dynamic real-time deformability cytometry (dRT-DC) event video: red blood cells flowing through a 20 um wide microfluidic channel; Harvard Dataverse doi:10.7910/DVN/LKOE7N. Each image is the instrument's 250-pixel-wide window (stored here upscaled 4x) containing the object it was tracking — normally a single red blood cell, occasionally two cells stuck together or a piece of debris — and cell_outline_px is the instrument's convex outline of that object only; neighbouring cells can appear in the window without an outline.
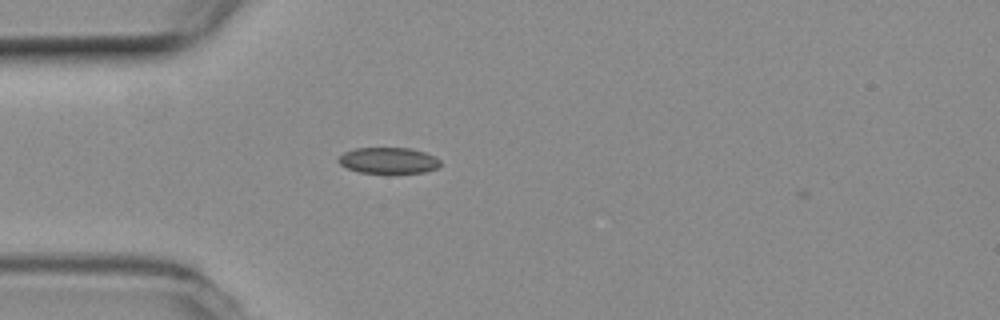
{"species": "common noctule bat (a hibernating species)", "species_latin": "Nyctalus noctula", "temperature_condition": "room temperature", "stored_images_in_passage": 3, "camera_frame_rate_fps": 3000, "um_per_image_px": 0.085, "animal": {"sex": "female", "body_mass_g": 19.3, "forearm_length_mm": 54.1}, "frame": {"image": 1, "passage_image": 2, "time_ms": 0.333, "image_size_px": [1000, 320], "cell_outline_px": [[440, 164], [436, 168], [424, 172], [392, 176], [360, 172], [348, 168], [340, 164], [336, 160], [344, 152], [356, 148], [412, 148], [436, 156], [440, 160]], "centroid_in_image_um": [33.04, 13.68], "position_along_channel_um": 52.0, "area_um2": 16.18}}